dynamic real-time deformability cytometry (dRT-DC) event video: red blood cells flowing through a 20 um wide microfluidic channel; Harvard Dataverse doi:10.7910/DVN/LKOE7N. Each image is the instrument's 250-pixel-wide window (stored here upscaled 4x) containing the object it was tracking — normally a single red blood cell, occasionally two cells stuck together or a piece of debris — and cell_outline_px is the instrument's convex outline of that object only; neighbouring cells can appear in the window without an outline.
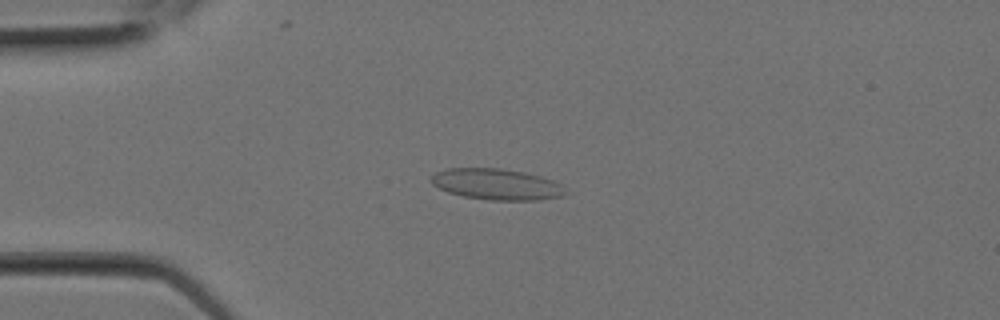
{"species": "Egyptian fruit bat (a non-hibernating species)", "species_latin": "Rousettus aegyptiacus", "temperature_condition": "room temperature", "stored_images_in_passage": 6, "camera_frame_rate_fps": 3000, "um_per_image_px": 0.085, "animal": {"sex": "female"}, "frame": {"image": 1, "passage_image": 5, "time_ms": 1.333, "image_size_px": [1000, 320], "cell_outline_px": [[568, 192], [564, 196], [540, 200], [488, 200], [464, 196], [448, 192], [432, 184], [428, 180], [436, 172], [448, 168], [500, 168], [524, 172], [540, 176], [552, 180], [560, 184]], "centroid_in_image_um": [42.22, 15.66], "position_along_channel_um": 42.8, "area_um2": 24.39}}